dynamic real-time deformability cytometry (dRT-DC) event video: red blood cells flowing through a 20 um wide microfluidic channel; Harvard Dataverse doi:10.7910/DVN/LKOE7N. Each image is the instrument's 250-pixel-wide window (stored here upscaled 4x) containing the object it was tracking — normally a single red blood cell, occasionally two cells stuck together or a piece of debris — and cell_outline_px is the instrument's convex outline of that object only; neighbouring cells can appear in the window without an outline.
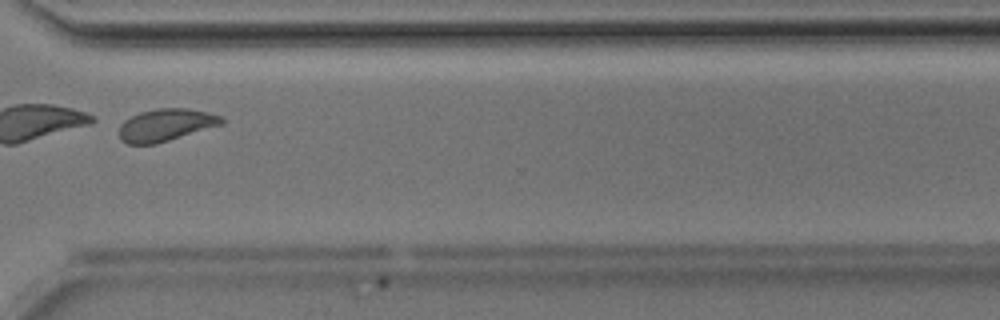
{"species": "Egyptian fruit bat (a non-hibernating species)", "species_latin": "Rousettus aegyptiacus", "temperature_condition": "room temperature", "stored_images_in_passage": 40, "camera_frame_rate_fps": 3000, "um_per_image_px": 0.085, "animal": {"sex": "male"}, "frame": {"image": 1, "passage_image": 29, "time_ms": 9.333, "image_size_px": [1000, 320], "cell_outline_px": [[224, 120], [220, 124], [152, 144], [128, 144], [120, 136], [120, 128], [132, 116], [144, 112], [164, 108], [180, 108], [204, 112], [216, 116]], "centroid_in_image_um": [14.05, 10.63], "position_along_channel_um": 356.6, "area_um2": 17.8}, "authors_computed_cell_mechanics": {"area_um2": 27.9752, "velocity_mm_per_s": 4.1838, "shape_relaxation_time_tau1_ms": 0.519, "shape_relaxation_time_tau2_ms": 1.8894, "deformation_change_tau1": 0.2579, "deformation_change_tau2": 0.0791}}